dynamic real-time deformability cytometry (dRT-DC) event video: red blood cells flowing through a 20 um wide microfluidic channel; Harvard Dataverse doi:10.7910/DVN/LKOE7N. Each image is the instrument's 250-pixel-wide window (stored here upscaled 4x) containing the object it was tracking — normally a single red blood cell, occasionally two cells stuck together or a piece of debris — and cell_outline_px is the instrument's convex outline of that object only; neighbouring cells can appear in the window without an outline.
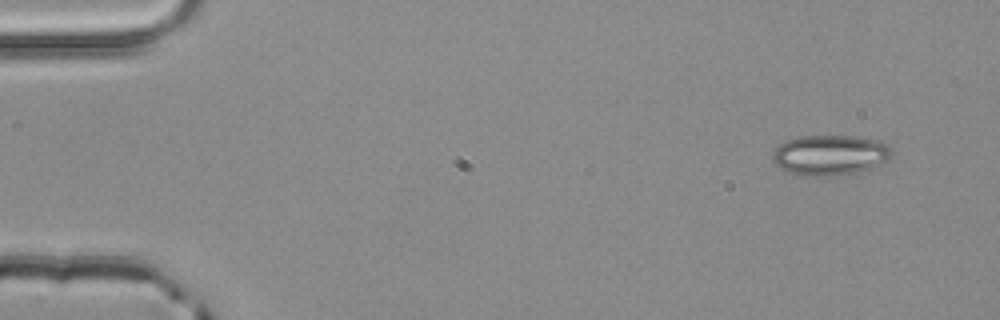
{"species": "common noctule bat (a hibernating species)", "species_latin": "Nyctalus noctula", "temperature_condition": "room temperature", "stored_images_in_passage": 4, "camera_frame_rate_fps": 3000, "um_per_image_px": 0.085, "animal": {"sex": "male", "body_mass_g": 20.4}, "frame": {"image": 1, "passage_image": 1, "time_ms": 0.0, "image_size_px": [1000, 320], "cell_outline_px": [[892, 156], [884, 164], [872, 168], [856, 172], [832, 176], [800, 176], [788, 172], [780, 168], [772, 160], [772, 152], [784, 140], [800, 136], [856, 136], [880, 140], [888, 144], [892, 148]], "centroid_in_image_um": [70.57, 13.18], "position_along_channel_um": 14.4, "area_um2": 28.55}}